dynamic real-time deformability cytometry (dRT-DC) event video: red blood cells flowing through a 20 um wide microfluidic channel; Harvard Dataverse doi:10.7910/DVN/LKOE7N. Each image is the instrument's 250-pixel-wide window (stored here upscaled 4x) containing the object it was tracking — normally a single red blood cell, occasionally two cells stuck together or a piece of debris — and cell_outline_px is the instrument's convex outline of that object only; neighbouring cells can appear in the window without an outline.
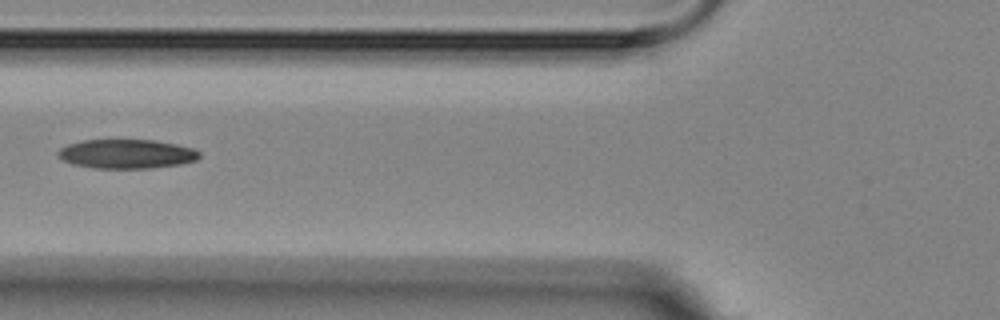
{"species": "Egyptian fruit bat (a non-hibernating species)", "species_latin": "Rousettus aegyptiacus", "temperature_condition": "room temperature", "stored_images_in_passage": 3, "camera_frame_rate_fps": 3000, "um_per_image_px": 0.085, "animal": {"sex": "female"}, "frame": {"image": 1, "passage_image": 3, "time_ms": 2.333, "image_size_px": [1000, 320], "cell_outline_px": [[200, 156], [196, 160], [180, 164], [148, 168], [96, 168], [72, 164], [56, 156], [56, 152], [60, 148], [68, 144], [84, 140], [156, 140], [176, 144], [192, 148], [200, 152]], "centroid_in_image_um": [10.74, 13.08], "position_along_channel_um": 115.1, "area_um2": 23.99}}